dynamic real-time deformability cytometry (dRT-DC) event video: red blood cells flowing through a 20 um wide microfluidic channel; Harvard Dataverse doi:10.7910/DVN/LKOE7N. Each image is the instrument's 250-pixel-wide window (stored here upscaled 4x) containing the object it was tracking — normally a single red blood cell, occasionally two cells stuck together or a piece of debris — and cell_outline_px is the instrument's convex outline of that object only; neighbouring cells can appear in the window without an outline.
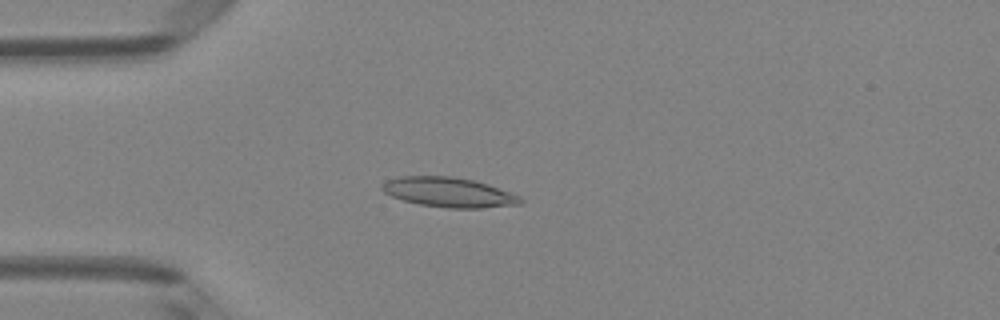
{"species": "Egyptian fruit bat (a non-hibernating species)", "species_latin": "Rousettus aegyptiacus", "temperature_condition": "room temperature", "stored_images_in_passage": 4, "camera_frame_rate_fps": 3000, "um_per_image_px": 0.085, "animal": {"sex": "female"}, "frame": {"image": 1, "passage_image": 3, "time_ms": 0.667, "image_size_px": [1000, 320], "cell_outline_px": [[524, 200], [520, 204], [480, 208], [448, 208], [420, 204], [404, 200], [392, 196], [384, 192], [380, 188], [388, 180], [400, 176], [452, 176], [472, 180], [488, 184], [520, 196]], "centroid_in_image_um": [38.16, 16.34], "position_along_channel_um": 46.8, "area_um2": 23.76}}